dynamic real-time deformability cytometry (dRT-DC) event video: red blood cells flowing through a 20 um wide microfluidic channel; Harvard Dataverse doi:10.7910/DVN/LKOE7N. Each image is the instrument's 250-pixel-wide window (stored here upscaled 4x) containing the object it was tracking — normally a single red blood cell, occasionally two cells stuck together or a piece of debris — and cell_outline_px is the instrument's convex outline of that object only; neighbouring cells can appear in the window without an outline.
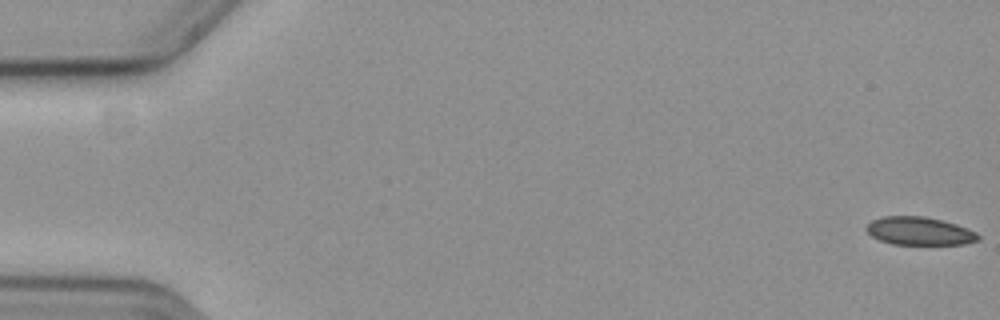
{"species": "common noctule bat (a hibernating species)", "species_latin": "Nyctalus noctula", "temperature_condition": "cold", "stored_images_in_passage": 14, "camera_frame_rate_fps": 3000, "um_per_image_px": 0.085, "animal": {"sex": "female", "body_mass_g": 19.3, "forearm_length_mm": 54.1}, "frame": {"image": 1, "passage_image": 1, "time_ms": 0.0, "image_size_px": [1000, 320], "cell_outline_px": [[980, 240], [964, 244], [892, 244], [880, 240], [872, 236], [864, 228], [872, 220], [884, 216], [924, 216], [956, 224], [968, 228], [976, 232], [980, 236]], "centroid_in_image_um": [78.16, 19.64], "position_along_channel_um": 6.8, "area_um2": 18.26}}